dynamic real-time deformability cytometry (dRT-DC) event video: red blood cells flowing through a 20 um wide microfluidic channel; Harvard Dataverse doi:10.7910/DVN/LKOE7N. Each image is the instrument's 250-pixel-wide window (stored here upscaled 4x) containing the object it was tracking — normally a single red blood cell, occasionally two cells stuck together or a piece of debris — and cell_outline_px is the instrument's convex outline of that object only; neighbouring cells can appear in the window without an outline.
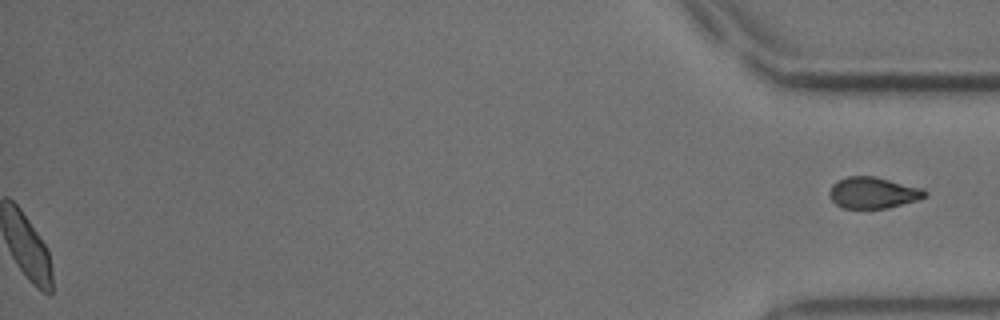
{"species": "common noctule bat (a hibernating species)", "species_latin": "Nyctalus noctula", "temperature_condition": "cold", "stored_images_in_passage": 47, "segment_of_instrument_passage": [2, 2], "camera_frame_rate_fps": 3000, "um_per_image_px": 0.085, "animal": {"sex": "male", "body_mass_g": 18.8}, "frame": {"image": 1, "passage_image": 47, "time_ms": 15.333, "image_size_px": [1000, 320], "cell_outline_px": [[928, 196], [916, 200], [884, 208], [844, 208], [836, 204], [828, 196], [828, 192], [832, 184], [836, 180], [848, 176], [876, 176], [924, 188], [928, 192]], "centroid_in_image_um": [74.2, 16.36], "position_along_channel_um": 361.0, "area_um2": 17.57}}